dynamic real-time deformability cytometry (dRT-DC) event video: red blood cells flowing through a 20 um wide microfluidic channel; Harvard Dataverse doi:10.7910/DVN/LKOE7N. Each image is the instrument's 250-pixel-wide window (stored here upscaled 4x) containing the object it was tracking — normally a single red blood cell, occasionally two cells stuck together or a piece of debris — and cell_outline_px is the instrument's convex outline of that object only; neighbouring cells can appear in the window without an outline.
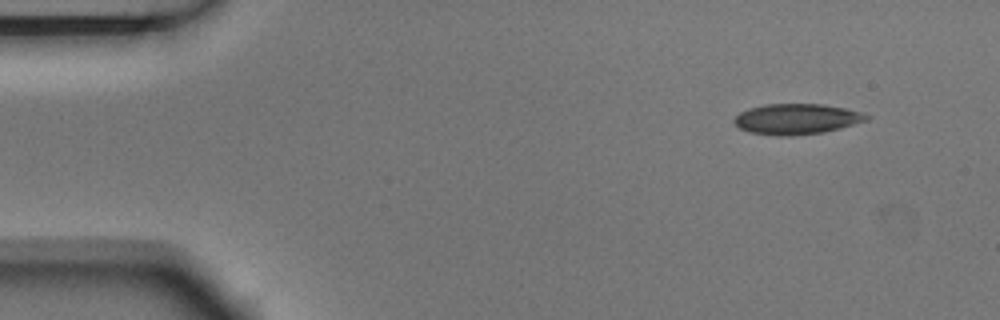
{"species": "Egyptian fruit bat (a non-hibernating species)", "species_latin": "Rousettus aegyptiacus", "temperature_condition": "room temperature", "stored_images_in_passage": 5, "camera_frame_rate_fps": 3000, "um_per_image_px": 0.085, "animal": {"sex": "male"}, "frame": {"image": 1, "passage_image": 1, "time_ms": 0.0, "image_size_px": [1000, 320], "cell_outline_px": [[872, 116], [868, 120], [840, 128], [824, 132], [788, 136], [776, 136], [748, 132], [740, 128], [732, 120], [740, 112], [748, 108], [764, 104], [824, 104], [844, 108], [860, 112]], "centroid_in_image_um": [67.7, 10.11], "position_along_channel_um": 17.3, "area_um2": 23.64}}
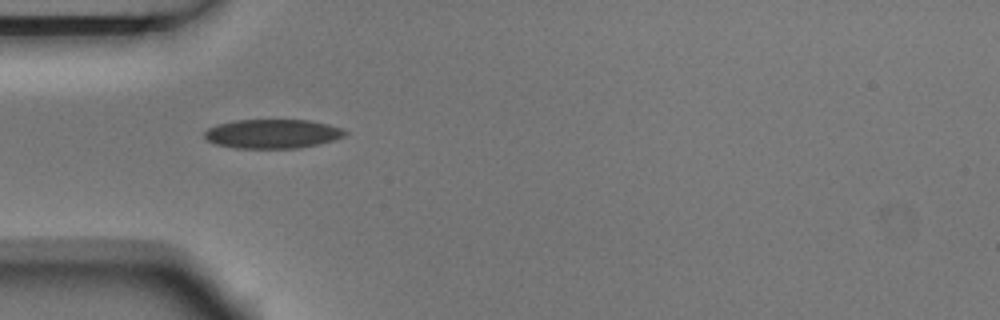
{"frame": {"image": 2, "passage_image": 4, "time_ms": 1.0, "image_size_px": [1000, 320], "cell_outline_px": [[348, 132], [344, 136], [332, 140], [316, 144], [296, 148], [236, 148], [216, 144], [208, 140], [204, 136], [204, 132], [208, 128], [216, 124], [236, 120], [308, 120], [328, 124], [340, 128]], "centroid_in_image_um": [23.13, 11.36], "position_along_channel_um": 61.9, "area_um2": 23.64}}
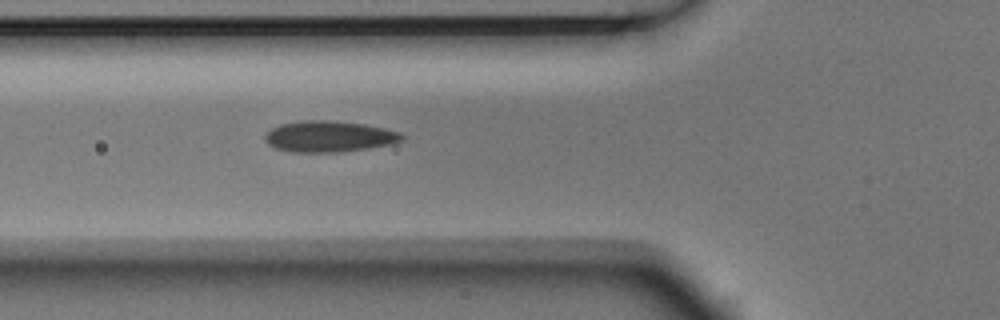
{"frame": {"image": 3, "passage_image": 5, "time_ms": 1.333, "image_size_px": [1000, 320], "cell_outline_px": [[408, 136], [404, 140], [392, 144], [368, 148], [340, 152], [292, 152], [276, 148], [268, 144], [264, 140], [264, 136], [272, 128], [280, 124], [304, 120], [328, 120], [364, 124], [384, 128], [400, 132]], "centroid_in_image_um": [28.01, 11.6], "position_along_channel_um": 97.8, "area_um2": 24.97}}